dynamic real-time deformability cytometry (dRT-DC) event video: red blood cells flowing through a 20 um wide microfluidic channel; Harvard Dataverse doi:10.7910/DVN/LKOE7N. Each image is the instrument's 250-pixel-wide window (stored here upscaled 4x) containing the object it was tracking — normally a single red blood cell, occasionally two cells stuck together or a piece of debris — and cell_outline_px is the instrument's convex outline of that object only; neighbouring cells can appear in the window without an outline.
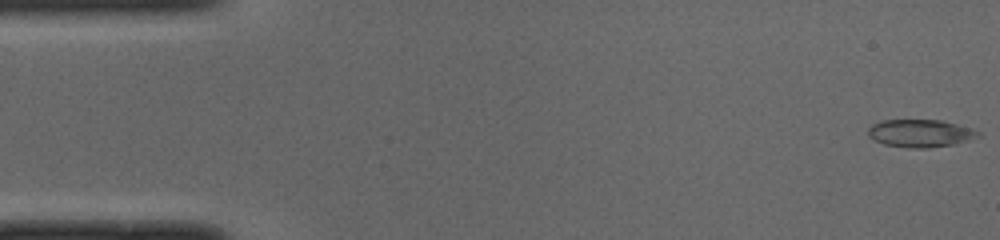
{"species": "common noctule bat (a hibernating species)", "species_latin": "Nyctalus noctula", "temperature_condition": "cold", "stored_images_in_passage": 44, "camera_frame_rate_fps": 3000, "um_per_image_px": 0.085, "animal": {"sex": "male", "body_mass_g": 19.0, "forearm_length_mm": 50.8}, "frame": {"image": 1, "passage_image": 1, "time_ms": 0.0, "image_size_px": [1000, 240], "cell_outline_px": [[980, 136], [952, 144], [928, 148], [908, 148], [884, 144], [868, 136], [868, 128], [872, 124], [880, 120], [940, 120], [956, 124], [980, 132]], "centroid_in_image_um": [78.17, 11.32], "position_along_channel_um": 6.8, "area_um2": 17.51}}
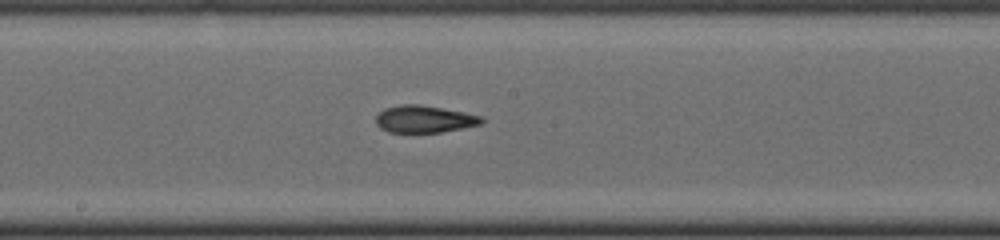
{"frame": {"image": 2, "passage_image": 26, "time_ms": 8.333, "image_size_px": [1000, 240], "cell_outline_px": [[484, 120], [480, 124], [464, 128], [440, 132], [388, 132], [380, 128], [376, 124], [376, 116], [384, 108], [400, 104], [420, 104], [464, 112], [484, 116]], "centroid_in_image_um": [36.07, 10.12], "position_along_channel_um": 212.1, "area_um2": 16.82}}
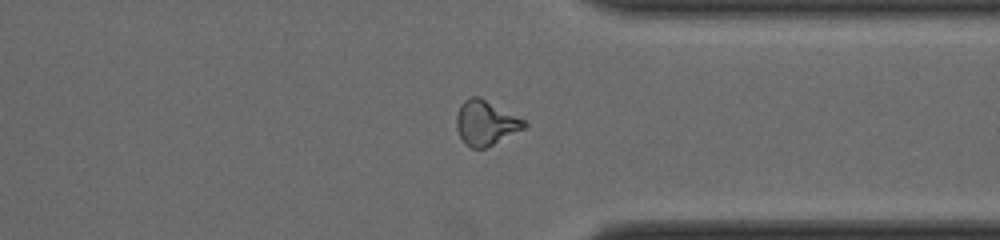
{"frame": {"image": 3, "passage_image": 38, "time_ms": 12.333, "image_size_px": [1000, 240], "cell_outline_px": [[528, 124], [524, 128], [484, 148], [472, 148], [464, 144], [456, 128], [456, 116], [460, 104], [468, 96], [480, 96], [524, 120]], "centroid_in_image_um": [41.23, 10.42], "position_along_channel_um": 370.2, "area_um2": 17.51}, "authors_computed_cell_mechanics": {"area_um2": 17.1088, "velocity_mm_per_s": 4.0048, "shape_relaxation_time_tau1_ms": null, "shape_relaxation_time_tau2_ms": 2.1748, "deformation_change_tau1": null, "deformation_change_tau2": 0.0953}}